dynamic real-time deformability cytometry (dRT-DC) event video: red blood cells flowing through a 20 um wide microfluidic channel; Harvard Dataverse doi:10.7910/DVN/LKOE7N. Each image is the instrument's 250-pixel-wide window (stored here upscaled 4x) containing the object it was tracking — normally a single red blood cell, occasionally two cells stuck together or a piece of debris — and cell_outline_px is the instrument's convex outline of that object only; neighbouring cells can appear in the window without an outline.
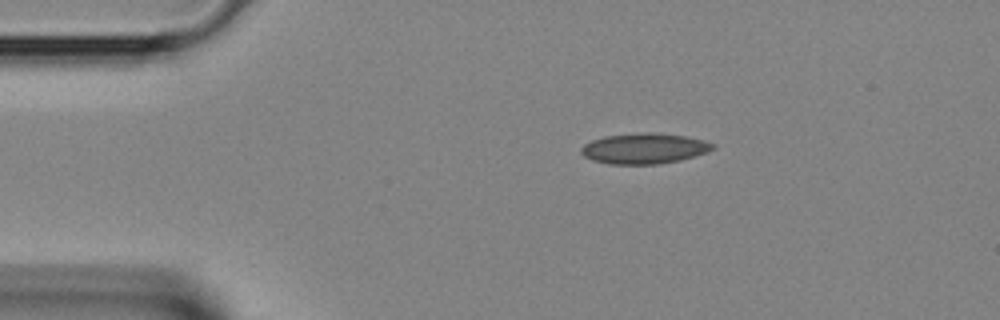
{"species": "Egyptian fruit bat (a non-hibernating species)", "species_latin": "Rousettus aegyptiacus", "temperature_condition": "room temperature", "stored_images_in_passage": 2, "camera_frame_rate_fps": 3000, "um_per_image_px": 0.085, "animal": {"sex": "female"}, "frame": {"image": 1, "passage_image": 1, "time_ms": 0.0, "image_size_px": [1000, 320], "cell_outline_px": [[716, 148], [708, 152], [696, 156], [680, 160], [660, 164], [608, 164], [592, 160], [584, 156], [580, 152], [580, 148], [584, 144], [592, 140], [604, 136], [644, 132], [648, 132], [684, 136], [704, 140], [716, 144]], "centroid_in_image_um": [54.77, 12.62], "position_along_channel_um": 30.2, "area_um2": 23.58}}